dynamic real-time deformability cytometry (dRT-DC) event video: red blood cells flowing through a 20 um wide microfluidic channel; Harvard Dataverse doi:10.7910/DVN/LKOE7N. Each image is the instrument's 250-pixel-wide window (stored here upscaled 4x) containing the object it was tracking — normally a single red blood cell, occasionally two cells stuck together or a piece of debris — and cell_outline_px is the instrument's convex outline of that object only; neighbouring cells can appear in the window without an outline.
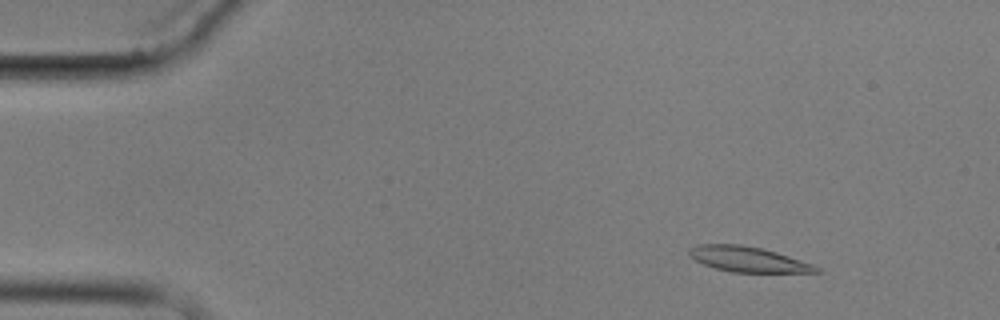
{"species": "common noctule bat (a hibernating species)", "species_latin": "Nyctalus noctula", "temperature_condition": "cold", "stored_images_in_passage": 6, "camera_frame_rate_fps": 3000, "um_per_image_px": 0.085, "animal": {"sex": "male", "body_mass_g": 17.9}, "frame": {"image": 1, "passage_image": 2, "time_ms": 1.0, "image_size_px": [1000, 320], "cell_outline_px": [[824, 272], [732, 272], [716, 268], [704, 264], [688, 256], [688, 248], [696, 244], [740, 244], [760, 248], [776, 252], [812, 264], [820, 268]], "centroid_in_image_um": [63.54, 22.03], "position_along_channel_um": 21.5, "area_um2": 18.61}}
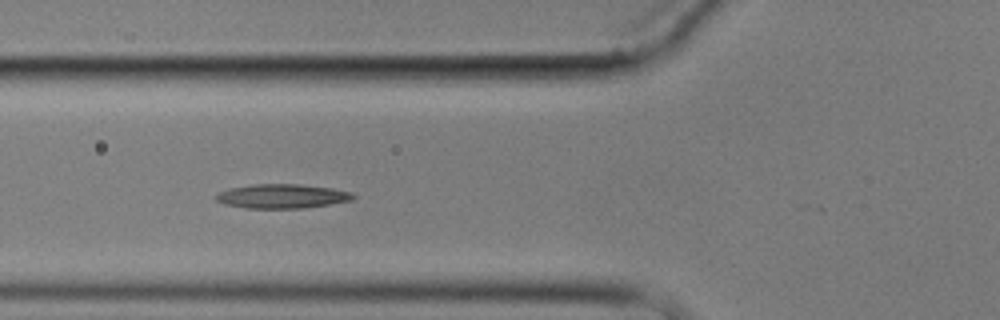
{"frame": {"image": 2, "passage_image": 6, "time_ms": 5.667, "image_size_px": [1000, 320], "cell_outline_px": [[356, 196], [352, 200], [304, 208], [244, 208], [224, 204], [216, 200], [212, 196], [228, 188], [252, 184], [296, 184], [332, 188], [352, 192]], "centroid_in_image_um": [23.93, 16.67], "position_along_channel_um": 101.9, "area_um2": 19.42}}